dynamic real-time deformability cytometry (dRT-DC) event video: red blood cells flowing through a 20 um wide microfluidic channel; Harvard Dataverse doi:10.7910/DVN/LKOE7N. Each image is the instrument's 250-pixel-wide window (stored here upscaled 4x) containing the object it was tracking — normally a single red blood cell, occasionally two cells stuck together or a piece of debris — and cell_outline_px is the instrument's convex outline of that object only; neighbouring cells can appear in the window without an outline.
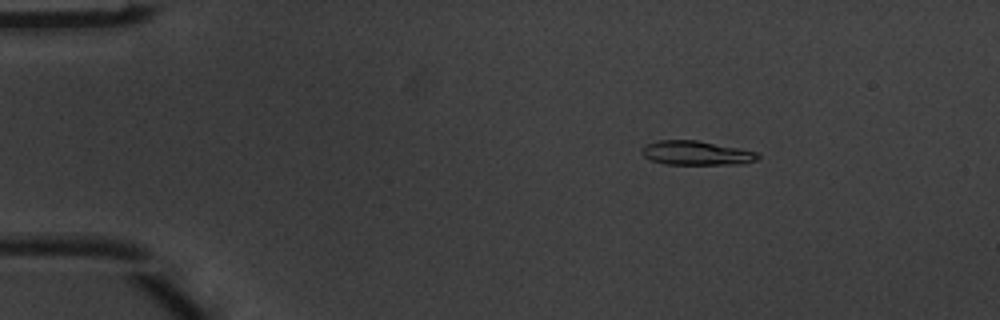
{"species": "common noctule bat (a hibernating species)", "species_latin": "Nyctalus noctula", "temperature_condition": "warm", "stored_images_in_passage": 3, "camera_frame_rate_fps": 3000, "um_per_image_px": 0.085, "animal": {"sex": "male", "body_mass_g": 20.1, "forearm_length_mm": 53.5}, "frame": {"image": 1, "passage_image": 2, "time_ms": 0.333, "image_size_px": [1000, 320], "cell_outline_px": [[760, 156], [756, 160], [744, 164], [664, 164], [652, 160], [644, 156], [640, 152], [640, 148], [656, 140], [696, 140], [740, 148], [756, 152]], "centroid_in_image_um": [59.17, 13.0], "position_along_channel_um": 25.8, "area_um2": 16.36}}